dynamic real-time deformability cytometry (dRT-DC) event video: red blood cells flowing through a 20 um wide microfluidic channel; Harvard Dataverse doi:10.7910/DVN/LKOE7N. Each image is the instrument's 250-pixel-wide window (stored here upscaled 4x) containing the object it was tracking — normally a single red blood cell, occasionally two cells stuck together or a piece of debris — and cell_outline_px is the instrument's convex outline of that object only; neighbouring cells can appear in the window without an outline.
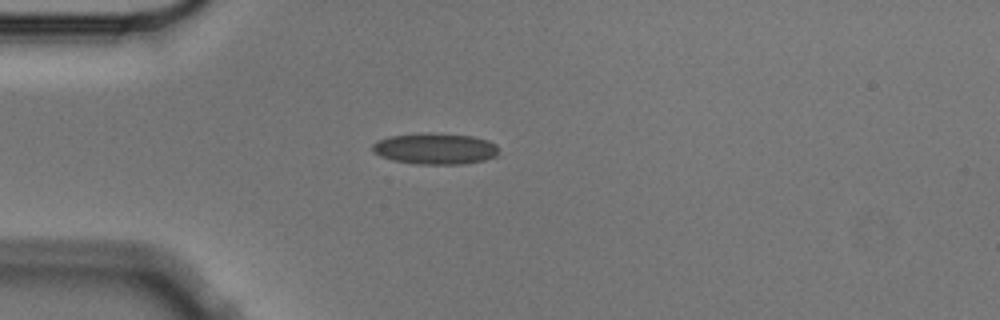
{"species": "Egyptian fruit bat (a non-hibernating species)", "species_latin": "Rousettus aegyptiacus", "temperature_condition": "cold", "stored_images_in_passage": 4, "camera_frame_rate_fps": 3000, "um_per_image_px": 0.085, "animal": {"sex": "male"}, "frame": {"image": 1, "passage_image": 3, "time_ms": 0.667, "image_size_px": [1000, 320], "cell_outline_px": [[496, 156], [484, 160], [464, 164], [416, 164], [392, 160], [380, 156], [372, 152], [372, 144], [376, 140], [388, 136], [424, 132], [432, 132], [472, 136], [488, 140], [496, 144]], "centroid_in_image_um": [36.93, 12.62], "position_along_channel_um": 48.1, "area_um2": 23.24}}